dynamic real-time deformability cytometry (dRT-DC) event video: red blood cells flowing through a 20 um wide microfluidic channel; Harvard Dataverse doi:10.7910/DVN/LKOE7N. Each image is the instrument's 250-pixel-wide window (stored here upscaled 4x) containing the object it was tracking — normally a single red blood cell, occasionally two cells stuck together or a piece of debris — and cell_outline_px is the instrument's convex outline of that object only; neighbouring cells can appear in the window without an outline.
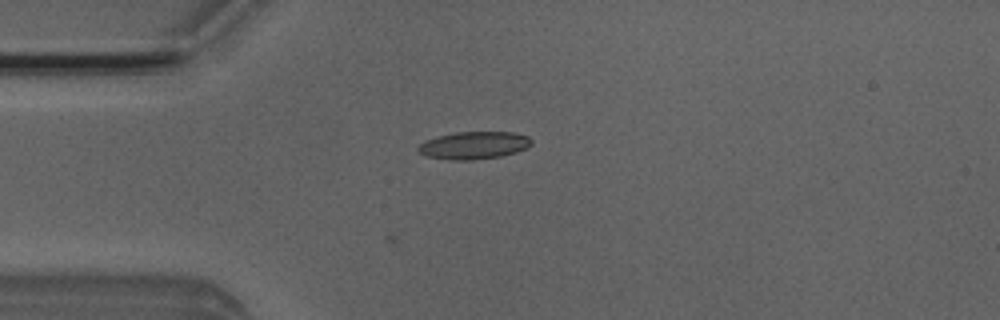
{"species": "Egyptian fruit bat (a non-hibernating species)", "species_latin": "Rousettus aegyptiacus", "temperature_condition": "room temperature", "stored_images_in_passage": 13, "camera_frame_rate_fps": 3000, "um_per_image_px": 0.085, "animal": {"sex": "male"}, "frame": {"image": 1, "passage_image": 13, "time_ms": 4.0, "image_size_px": [1000, 320], "cell_outline_px": [[532, 144], [528, 148], [516, 152], [500, 156], [472, 160], [452, 160], [424, 156], [416, 148], [424, 140], [436, 136], [456, 132], [512, 132], [528, 136], [532, 140]], "centroid_in_image_um": [40.27, 12.35], "position_along_channel_um": 44.7, "area_um2": 18.32}}